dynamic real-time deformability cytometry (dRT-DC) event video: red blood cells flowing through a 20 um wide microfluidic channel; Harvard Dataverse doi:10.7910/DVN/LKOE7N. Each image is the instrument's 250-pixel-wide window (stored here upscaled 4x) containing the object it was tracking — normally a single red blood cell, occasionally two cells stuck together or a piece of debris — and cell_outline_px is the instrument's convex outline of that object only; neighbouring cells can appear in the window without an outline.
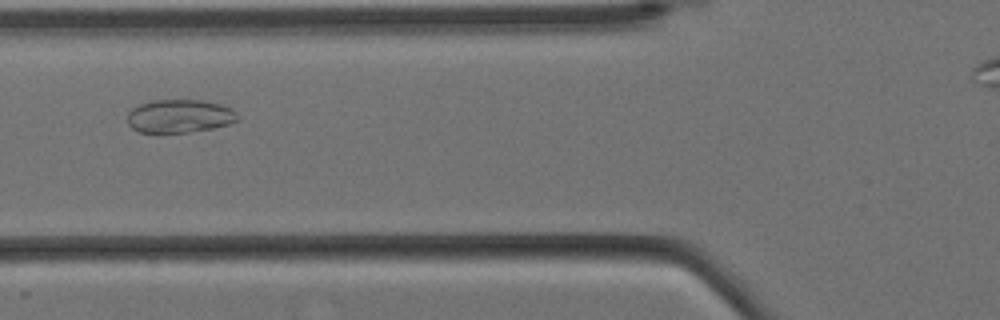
{"species": "Egyptian fruit bat (a non-hibernating species)", "species_latin": "Rousettus aegyptiacus", "temperature_condition": "cold", "stored_images_in_passage": 6, "camera_frame_rate_fps": 3000, "um_per_image_px": 0.085, "animal": {"sex": "female"}, "frame": {"image": 1, "passage_image": 5, "time_ms": 1.333, "image_size_px": [1000, 320], "cell_outline_px": [[240, 116], [236, 120], [228, 124], [212, 128], [188, 132], [140, 132], [132, 128], [128, 124], [128, 112], [132, 108], [140, 104], [152, 100], [204, 100], [220, 104], [232, 108]], "centroid_in_image_um": [15.27, 9.86], "position_along_channel_um": 110.5, "area_um2": 21.33}}
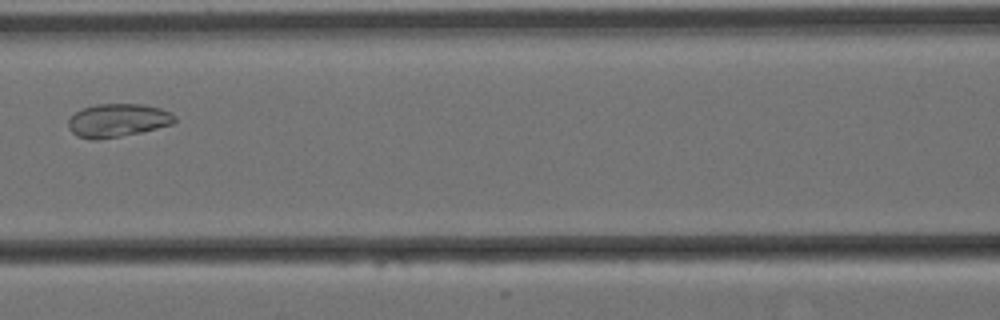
{"frame": {"image": 2, "passage_image": 6, "time_ms": 1.667, "image_size_px": [1000, 320], "cell_outline_px": [[176, 120], [172, 124], [140, 132], [120, 136], [96, 140], [92, 140], [76, 136], [68, 128], [68, 120], [76, 112], [84, 108], [96, 104], [140, 104], [160, 108], [176, 116]], "centroid_in_image_um": [9.97, 10.23], "position_along_channel_um": 156.6, "area_um2": 20.46}}